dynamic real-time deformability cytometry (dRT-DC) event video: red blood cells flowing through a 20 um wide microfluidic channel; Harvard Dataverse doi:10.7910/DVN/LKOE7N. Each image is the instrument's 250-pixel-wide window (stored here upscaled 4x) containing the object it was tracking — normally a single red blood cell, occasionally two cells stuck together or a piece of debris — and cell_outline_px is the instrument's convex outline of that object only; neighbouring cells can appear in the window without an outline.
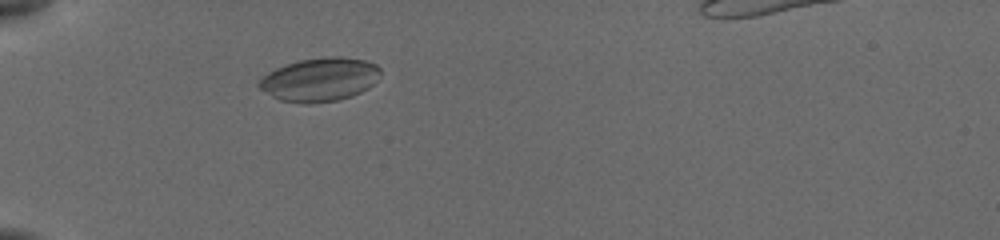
{"species": "common noctule bat (a hibernating species)", "species_latin": "Nyctalus noctula", "temperature_condition": "cold", "stored_images_in_passage": 5, "camera_frame_rate_fps": 3000, "um_per_image_px": 0.085, "animal": {"sex": "female", "body_mass_g": 19.5, "forearm_length_mm": 54.1}, "frame": {"image": 1, "passage_image": 5, "time_ms": 2.333, "image_size_px": [1000, 240], "cell_outline_px": [[380, 76], [368, 88], [352, 96], [336, 100], [304, 104], [280, 100], [272, 96], [260, 88], [256, 84], [268, 72], [276, 68], [300, 60], [328, 56], [340, 56], [364, 60], [376, 64], [380, 68]], "centroid_in_image_um": [27.19, 6.75], "position_along_channel_um": 57.8, "area_um2": 30.63}}